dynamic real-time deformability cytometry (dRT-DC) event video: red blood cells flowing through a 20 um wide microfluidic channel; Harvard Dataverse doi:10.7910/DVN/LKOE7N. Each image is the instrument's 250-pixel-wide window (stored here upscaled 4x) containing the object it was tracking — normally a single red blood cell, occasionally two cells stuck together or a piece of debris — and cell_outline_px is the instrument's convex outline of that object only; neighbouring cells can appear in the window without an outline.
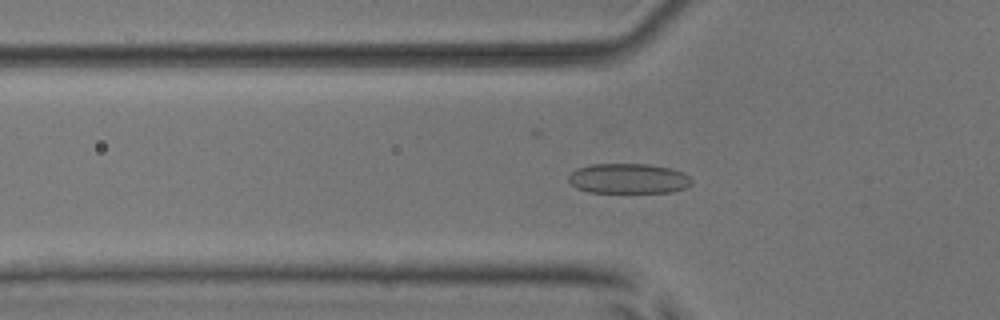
{"species": "common noctule bat (a hibernating species)", "species_latin": "Nyctalus noctula", "temperature_condition": "room temperature", "stored_images_in_passage": 53, "camera_frame_rate_fps": 3000, "um_per_image_px": 0.085, "animal": {"sex": "male", "body_mass_g": 17.9, "forearm_length_mm": 54.2}, "frame": {"image": 1, "passage_image": 18, "time_ms": 5.667, "image_size_px": [1000, 320], "cell_outline_px": [[692, 184], [688, 188], [672, 192], [588, 192], [576, 188], [568, 180], [568, 176], [576, 168], [592, 164], [648, 164], [672, 168], [684, 172], [692, 180]], "centroid_in_image_um": [53.45, 15.17], "position_along_channel_um": 72.4, "area_um2": 21.79}}
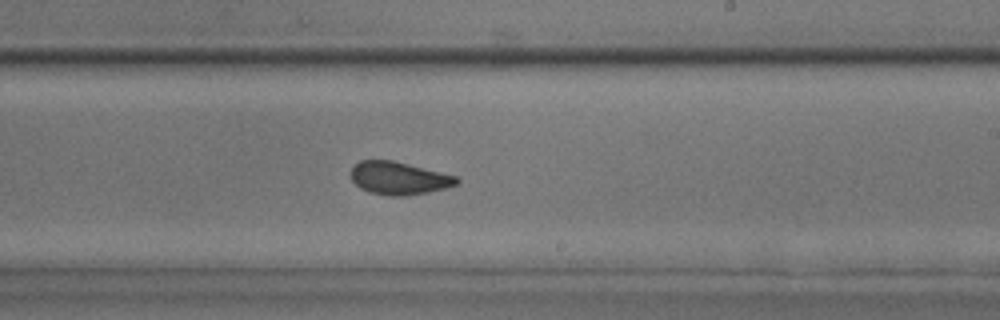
{"frame": {"image": 2, "passage_image": 32, "time_ms": 10.333, "image_size_px": [1000, 320], "cell_outline_px": [[460, 184], [428, 192], [404, 196], [388, 196], [372, 192], [360, 188], [352, 180], [352, 164], [360, 160], [392, 160], [456, 176], [460, 180]], "centroid_in_image_um": [33.9, 15.14], "position_along_channel_um": 255.1, "area_um2": 20.11}}
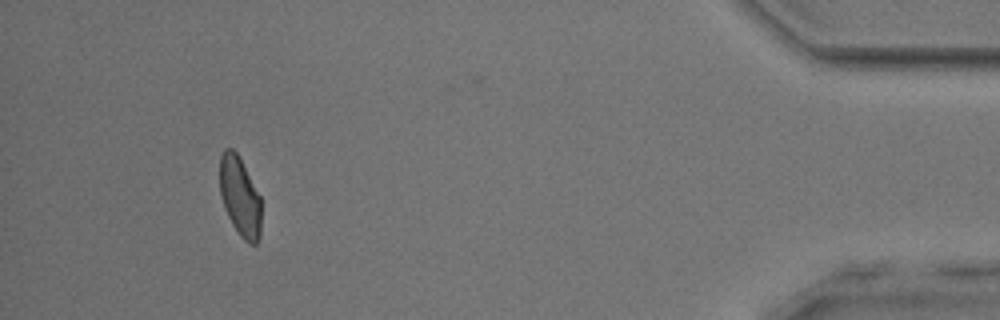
{"frame": {"image": 3, "passage_image": 49, "time_ms": 16.0, "image_size_px": [1000, 320], "cell_outline_px": [[260, 236], [256, 244], [248, 244], [240, 236], [232, 224], [224, 208], [220, 192], [220, 156], [224, 148], [232, 148], [236, 152], [260, 196]], "centroid_in_image_um": [20.38, 16.73], "position_along_channel_um": 414.8, "area_um2": 19.02}, "authors_computed_cell_mechanics": {"area_um2": 20.8658, "velocity_mm_per_s": 3.9306, "shape_relaxation_time_tau1_ms": 5.8631, "shape_relaxation_time_tau2_ms": 1.1281, "deformation_change_tau1": 0.134, "deformation_change_tau2": 0.0505}}